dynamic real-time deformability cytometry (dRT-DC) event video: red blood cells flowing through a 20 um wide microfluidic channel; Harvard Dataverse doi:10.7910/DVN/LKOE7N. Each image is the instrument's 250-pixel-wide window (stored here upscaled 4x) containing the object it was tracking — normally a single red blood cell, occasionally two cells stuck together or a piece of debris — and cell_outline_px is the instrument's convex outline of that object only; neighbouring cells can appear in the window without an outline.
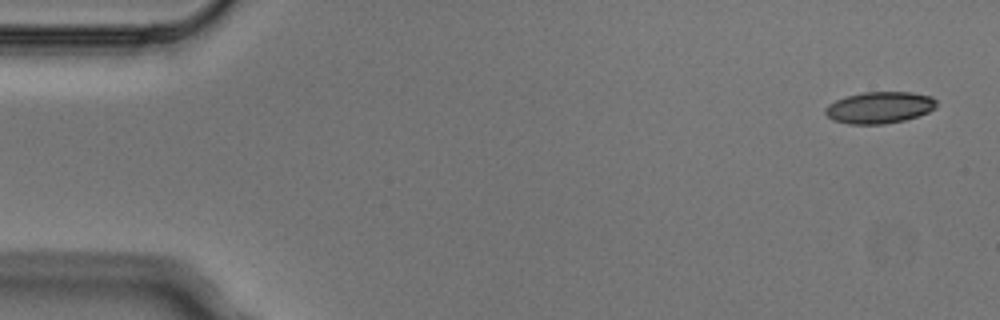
{"species": "Egyptian fruit bat (a non-hibernating species)", "species_latin": "Rousettus aegyptiacus", "temperature_condition": "cold", "stored_images_in_passage": 6, "segment_of_instrument_passage": [2, 2], "camera_frame_rate_fps": 3000, "um_per_image_px": 0.085, "animal": {"sex": "male"}, "frame": {"image": 1, "passage_image": 6, "time_ms": 1.667, "image_size_px": [1000, 320], "cell_outline_px": [[936, 108], [928, 112], [904, 120], [884, 124], [848, 124], [832, 120], [824, 112], [824, 108], [828, 104], [836, 100], [848, 96], [864, 92], [912, 92], [932, 96], [936, 100]], "centroid_in_image_um": [74.75, 9.14], "position_along_channel_um": 10.3, "area_um2": 20.52}}